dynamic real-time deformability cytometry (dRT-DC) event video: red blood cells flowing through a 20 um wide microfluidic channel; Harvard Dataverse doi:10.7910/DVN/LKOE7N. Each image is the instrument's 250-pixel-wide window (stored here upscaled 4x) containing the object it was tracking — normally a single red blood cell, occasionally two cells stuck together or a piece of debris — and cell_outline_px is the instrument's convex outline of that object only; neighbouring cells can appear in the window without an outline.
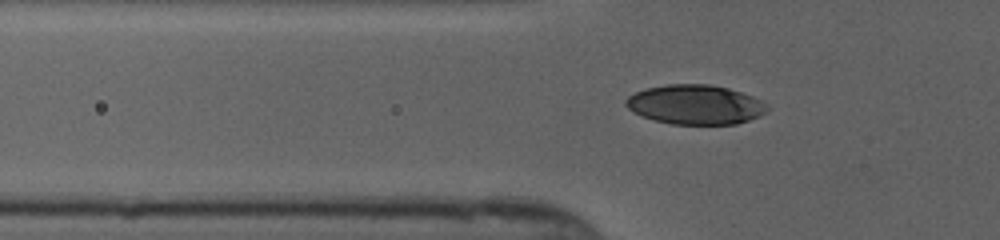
{"species": "human", "species_latin": "Homo sapiens", "temperature_condition": "cold", "stored_images_in_passage": 35, "camera_frame_rate_fps": 3000, "um_per_image_px": 0.085, "donor": {"sex": "female"}, "frame": {"image": 1, "passage_image": 3, "time_ms": 0.667, "image_size_px": [1000, 240], "cell_outline_px": [[768, 108], [760, 116], [736, 124], [672, 124], [656, 120], [644, 116], [628, 108], [624, 104], [624, 100], [628, 96], [636, 92], [648, 88], [668, 84], [708, 84], [728, 88], [752, 96], [760, 100]], "centroid_in_image_um": [59.09, 8.89], "position_along_channel_um": 66.7, "area_um2": 32.14}}
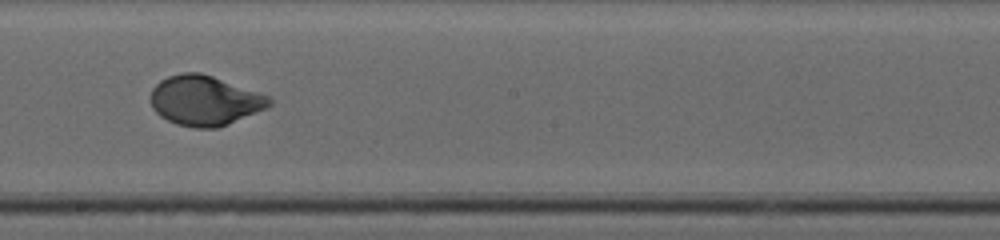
{"frame": {"image": 2, "passage_image": 16, "time_ms": 5.0, "image_size_px": [1000, 240], "cell_outline_px": [[272, 104], [268, 108], [228, 124], [216, 128], [192, 128], [176, 124], [160, 116], [152, 108], [152, 88], [160, 80], [168, 76], [180, 72], [200, 72], [272, 96]], "centroid_in_image_um": [17.43, 8.54], "position_along_channel_um": 230.8, "area_um2": 34.74}}
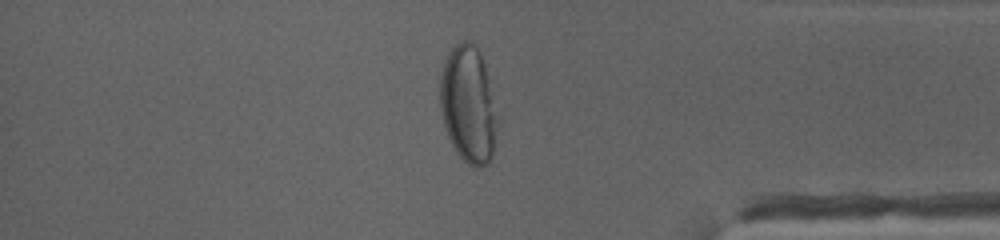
{"frame": {"image": 3, "passage_image": 30, "time_ms": 9.667, "image_size_px": [1000, 240], "cell_outline_px": [[496, 128], [492, 156], [488, 164], [480, 168], [476, 168], [468, 164], [460, 156], [452, 144], [448, 136], [444, 124], [440, 108], [440, 76], [448, 52], [460, 40], [468, 40], [476, 44], [484, 64], [496, 120]], "centroid_in_image_um": [39.77, 8.88], "position_along_channel_um": 395.4, "area_um2": 38.32}}